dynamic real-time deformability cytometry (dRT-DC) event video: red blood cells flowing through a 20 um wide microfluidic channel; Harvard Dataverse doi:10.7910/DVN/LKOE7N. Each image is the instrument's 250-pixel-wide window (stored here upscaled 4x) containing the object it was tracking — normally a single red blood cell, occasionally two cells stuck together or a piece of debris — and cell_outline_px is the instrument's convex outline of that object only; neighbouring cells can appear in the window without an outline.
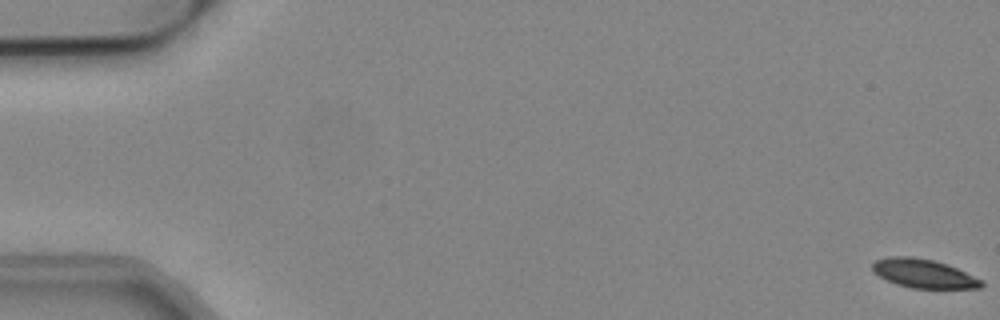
{"species": "common noctule bat (a hibernating species)", "species_latin": "Nyctalus noctula", "temperature_condition": "cold", "stored_images_in_passage": 55, "camera_frame_rate_fps": 3000, "um_per_image_px": 0.085, "animal": {"sex": "male", "body_mass_g": 19.2, "forearm_length_mm": 51.8}, "frame": {"image": 1, "passage_image": 1, "time_ms": 0.0, "image_size_px": [1000, 320], "cell_outline_px": [[984, 284], [980, 288], [912, 288], [896, 284], [872, 272], [872, 264], [876, 260], [892, 256], [912, 256], [932, 260], [948, 264], [984, 280]], "centroid_in_image_um": [78.53, 23.25], "position_along_channel_um": 6.5, "area_um2": 18.32}}
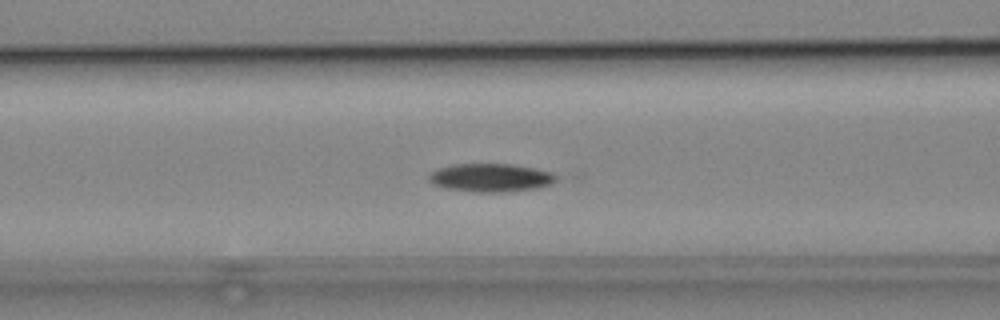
{"frame": {"image": 2, "passage_image": 23, "time_ms": 7.333, "image_size_px": [1000, 320], "cell_outline_px": [[560, 176], [552, 184], [540, 188], [508, 192], [476, 192], [444, 188], [432, 184], [428, 180], [428, 176], [436, 168], [452, 164], [512, 164], [552, 172]], "centroid_in_image_um": [41.72, 15.11], "position_along_channel_um": 124.9, "area_um2": 21.33}}
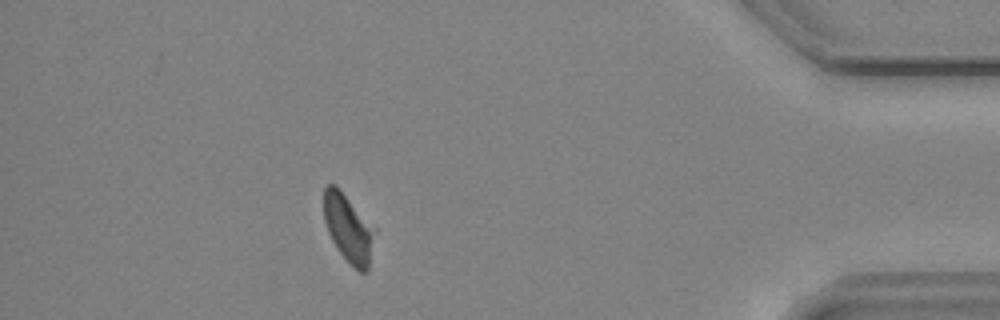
{"frame": {"image": 3, "passage_image": 49, "time_ms": 16.0, "image_size_px": [1000, 320], "cell_outline_px": [[368, 272], [360, 272], [340, 252], [332, 240], [328, 232], [324, 220], [324, 188], [328, 184], [336, 184], [340, 188], [368, 228]], "centroid_in_image_um": [29.42, 19.34], "position_along_channel_um": 405.8, "area_um2": 17.69}, "authors_computed_cell_mechanics": {"area_um2": 19.8832, "velocity_mm_per_s": 3.8014, "shape_relaxation_time_tau1_ms": null, "shape_relaxation_time_tau2_ms": 7.3987, "deformation_change_tau1": null, "deformation_change_tau2": 0.1007}}